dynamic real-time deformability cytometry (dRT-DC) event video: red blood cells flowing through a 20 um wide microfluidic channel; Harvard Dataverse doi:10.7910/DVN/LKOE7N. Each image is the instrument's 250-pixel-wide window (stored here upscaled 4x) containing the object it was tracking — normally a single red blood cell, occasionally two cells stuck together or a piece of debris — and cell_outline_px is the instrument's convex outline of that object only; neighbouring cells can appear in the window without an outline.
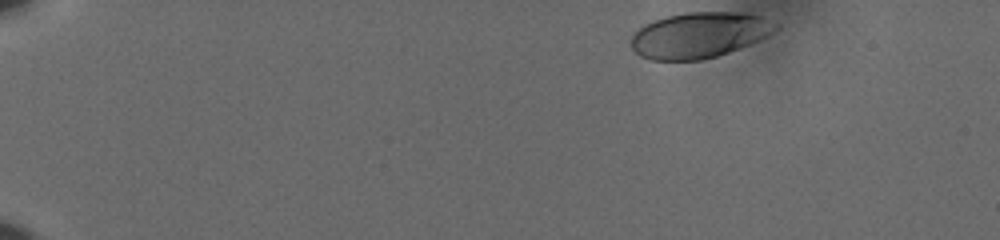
{"species": "human", "species_latin": "Homo sapiens", "temperature_condition": "cold", "stored_images_in_passage": 45, "camera_frame_rate_fps": 3000, "um_per_image_px": 0.085, "donor": {"sex": "male"}, "frame": {"image": 1, "passage_image": 1, "time_ms": 0.0, "image_size_px": [1000, 240], "cell_outline_px": [[780, 28], [748, 44], [728, 52], [716, 56], [700, 60], [652, 60], [640, 56], [632, 48], [632, 36], [644, 24], [652, 20], [684, 12], [748, 12], [764, 16], [780, 24]], "centroid_in_image_um": [59.46, 2.96], "position_along_channel_um": 25.5, "area_um2": 38.44}}
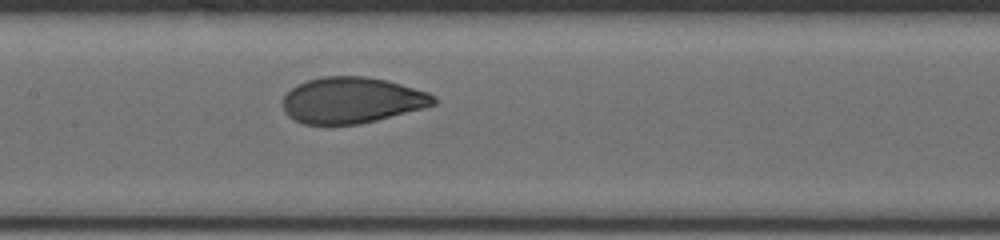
{"frame": {"image": 2, "passage_image": 24, "time_ms": 7.667, "image_size_px": [1000, 240], "cell_outline_px": [[436, 104], [424, 108], [360, 124], [304, 124], [288, 116], [284, 112], [284, 96], [296, 84], [308, 80], [324, 76], [368, 76], [388, 80], [428, 92], [436, 96]], "centroid_in_image_um": [29.93, 8.51], "position_along_channel_um": 177.5, "area_um2": 40.52}}
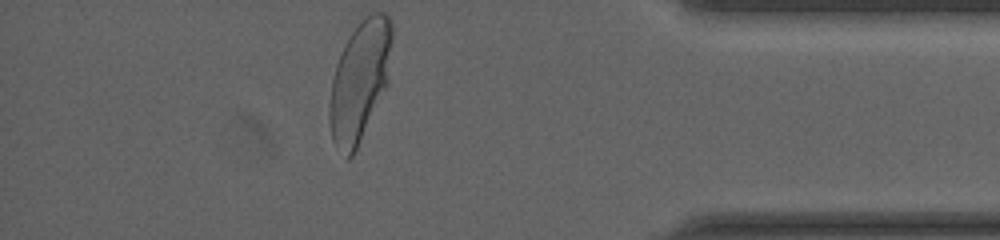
{"frame": {"image": 3, "passage_image": 45, "time_ms": 14.667, "image_size_px": [1000, 240], "cell_outline_px": [[392, 40], [388, 84], [352, 156], [348, 160], [332, 140], [328, 120], [328, 104], [332, 80], [336, 64], [352, 32], [360, 20], [372, 12], [384, 12], [392, 20]], "centroid_in_image_um": [30.58, 6.86], "position_along_channel_um": 404.6, "area_um2": 43.52}, "authors_computed_cell_mechanics": {"area_um2": 40.8068, "velocity_mm_per_s": 3.6106, "shape_relaxation_time_tau1_ms": 3.3761, "shape_relaxation_time_tau2_ms": null, "deformation_change_tau1": 0.1516, "deformation_change_tau2": null}}